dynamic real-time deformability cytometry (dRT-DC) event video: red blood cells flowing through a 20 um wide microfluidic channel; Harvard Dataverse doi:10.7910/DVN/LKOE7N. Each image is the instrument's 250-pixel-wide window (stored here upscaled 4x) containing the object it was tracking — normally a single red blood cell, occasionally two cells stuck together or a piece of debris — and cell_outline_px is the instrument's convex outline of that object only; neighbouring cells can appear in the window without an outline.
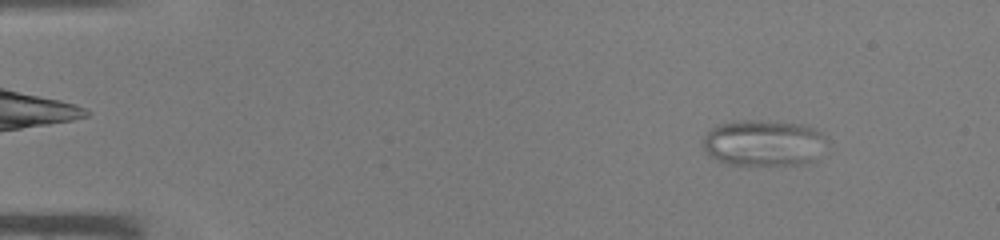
{"species": "common noctule bat (a hibernating species)", "species_latin": "Nyctalus noctula", "temperature_condition": "warm", "stored_images_in_passage": 44, "camera_frame_rate_fps": 3000, "um_per_image_px": 0.085, "animal": {"sex": "male", "body_mass_g": 19.0, "forearm_length_mm": 50.8}, "frame": {"image": 1, "passage_image": 5, "time_ms": 1.333, "image_size_px": [1000, 240], "cell_outline_px": [[828, 136], [812, 160], [796, 164], [732, 164], [716, 160], [708, 156], [704, 148], [704, 140], [708, 128], [716, 124], [744, 120], [760, 120], [800, 124], [812, 128]], "centroid_in_image_um": [64.82, 12.12], "position_along_channel_um": 20.2, "area_um2": 32.77}}
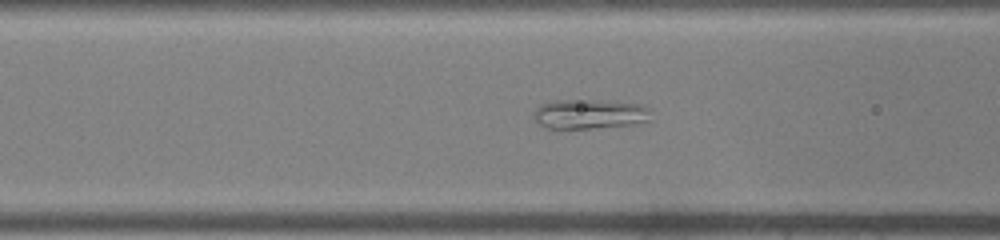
{"frame": {"image": 2, "passage_image": 18, "time_ms": 5.667, "image_size_px": [1000, 240], "cell_outline_px": [[652, 120], [632, 124], [592, 128], [548, 128], [540, 124], [532, 116], [536, 108], [540, 104], [556, 100], [592, 100], [640, 104], [648, 108]], "centroid_in_image_um": [50.1, 9.69], "position_along_channel_um": 116.5, "area_um2": 20.06}}
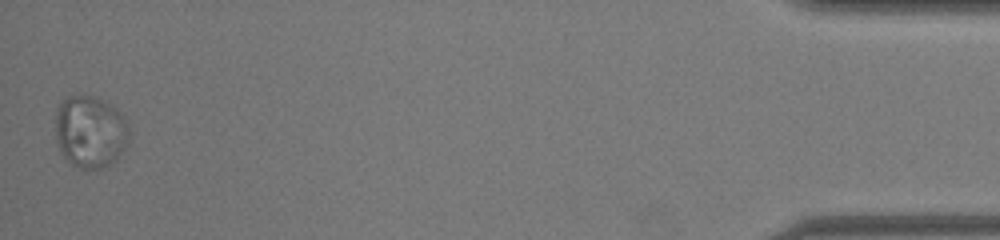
{"frame": {"image": 3, "passage_image": 44, "time_ms": 14.333, "image_size_px": [1000, 240], "cell_outline_px": [[128, 136], [116, 160], [104, 168], [80, 168], [72, 164], [64, 156], [56, 140], [56, 108], [60, 100], [68, 96], [80, 92], [96, 96], [112, 104], [120, 112], [128, 124]], "centroid_in_image_um": [7.64, 11.11], "position_along_channel_um": 427.6, "area_um2": 31.27}}